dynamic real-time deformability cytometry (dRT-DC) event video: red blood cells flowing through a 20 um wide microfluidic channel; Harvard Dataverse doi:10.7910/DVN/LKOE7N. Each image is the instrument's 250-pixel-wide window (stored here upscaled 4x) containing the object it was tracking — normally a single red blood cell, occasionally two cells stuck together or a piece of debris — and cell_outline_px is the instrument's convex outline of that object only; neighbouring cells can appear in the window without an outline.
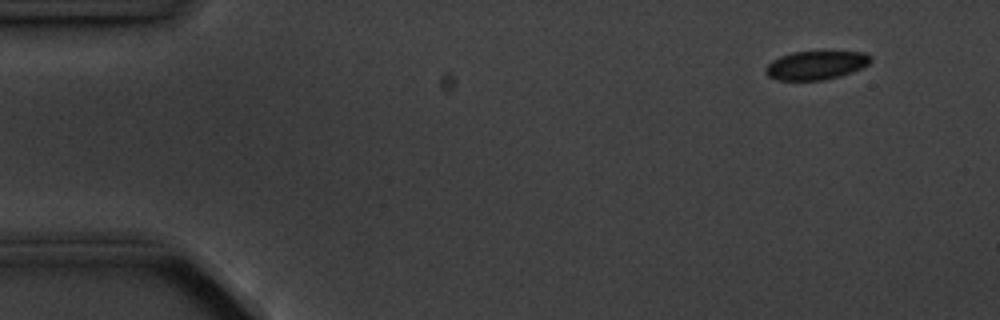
{"species": "common noctule bat (a hibernating species)", "species_latin": "Nyctalus noctula", "temperature_condition": "cold", "stored_images_in_passage": 5, "camera_frame_rate_fps": 3000, "um_per_image_px": 0.085, "animal": {"sex": "male", "body_mass_g": 20.1, "forearm_length_mm": 53.5}, "frame": {"image": 1, "passage_image": 2, "time_ms": 1.0, "image_size_px": [1000, 320], "cell_outline_px": [[872, 60], [868, 64], [852, 72], [840, 76], [824, 80], [776, 80], [768, 76], [764, 72], [764, 68], [772, 60], [780, 56], [792, 52], [864, 52], [872, 56]], "centroid_in_image_um": [69.33, 5.55], "position_along_channel_um": 15.7, "area_um2": 17.57}}